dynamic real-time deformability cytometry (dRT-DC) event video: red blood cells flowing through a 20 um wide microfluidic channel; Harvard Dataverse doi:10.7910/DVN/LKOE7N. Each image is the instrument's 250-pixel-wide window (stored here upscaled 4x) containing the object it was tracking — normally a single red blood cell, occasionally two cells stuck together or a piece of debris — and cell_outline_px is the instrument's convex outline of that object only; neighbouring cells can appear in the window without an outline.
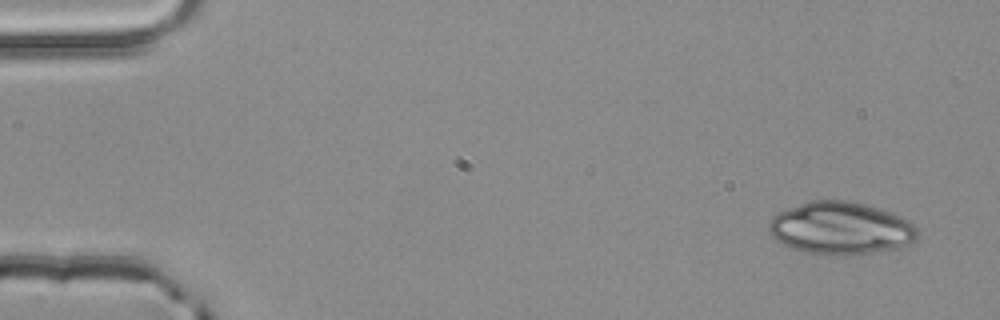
{"species": "common noctule bat (a hibernating species)", "species_latin": "Nyctalus noctula", "temperature_condition": "room temperature", "stored_images_in_passage": 4, "camera_frame_rate_fps": 3000, "um_per_image_px": 0.085, "animal": {"sex": "male", "body_mass_g": 20.4}, "frame": {"image": 1, "passage_image": 1, "time_ms": 0.0, "image_size_px": [1000, 320], "cell_outline_px": [[916, 240], [900, 248], [872, 252], [836, 256], [824, 256], [804, 252], [792, 248], [776, 240], [768, 232], [768, 220], [772, 216], [788, 208], [812, 200], [848, 200], [864, 204], [900, 216], [908, 220], [916, 228]], "centroid_in_image_um": [71.41, 19.41], "position_along_channel_um": 13.6, "area_um2": 45.55}}